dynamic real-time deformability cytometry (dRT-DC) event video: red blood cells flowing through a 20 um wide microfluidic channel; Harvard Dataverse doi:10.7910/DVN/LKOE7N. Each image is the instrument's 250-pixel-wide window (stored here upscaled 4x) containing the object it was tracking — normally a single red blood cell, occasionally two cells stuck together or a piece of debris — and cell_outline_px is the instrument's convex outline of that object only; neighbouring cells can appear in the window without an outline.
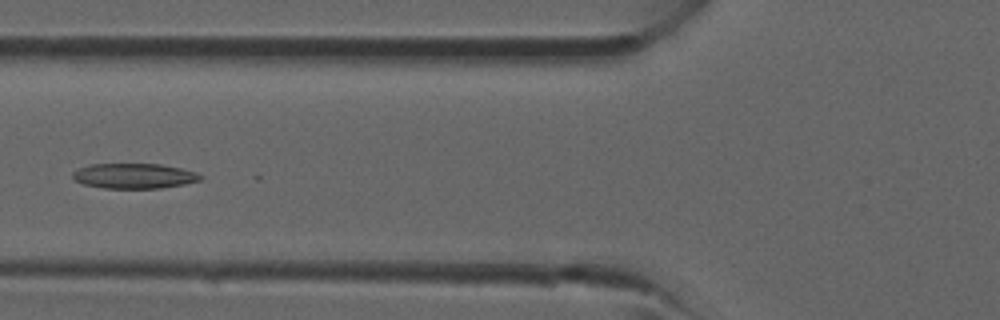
{"species": "common noctule bat (a hibernating species)", "species_latin": "Nyctalus noctula", "temperature_condition": "room temperature", "stored_images_in_passage": 16, "camera_frame_rate_fps": 3000, "um_per_image_px": 0.085, "animal": {"sex": "male", "forearm_length_mm": 52.5}, "frame": {"image": 1, "passage_image": 9, "time_ms": 2.667, "image_size_px": [1000, 320], "cell_outline_px": [[204, 176], [200, 180], [184, 184], [160, 188], [104, 188], [84, 184], [72, 180], [72, 172], [88, 164], [160, 164], [180, 168], [196, 172]], "centroid_in_image_um": [11.38, 14.95], "position_along_channel_um": 114.4, "area_um2": 18.73}}
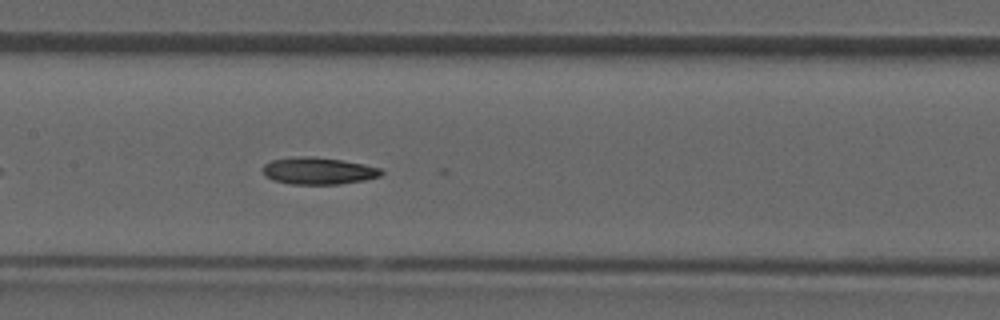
{"frame": {"image": 2, "passage_image": 13, "time_ms": 4.0, "image_size_px": [1000, 320], "cell_outline_px": [[384, 172], [380, 176], [364, 180], [340, 184], [292, 184], [272, 180], [264, 176], [264, 164], [272, 160], [296, 156], [308, 156], [340, 160], [364, 164], [380, 168]], "centroid_in_image_um": [27.05, 14.53], "position_along_channel_um": 180.3, "area_um2": 18.55}}
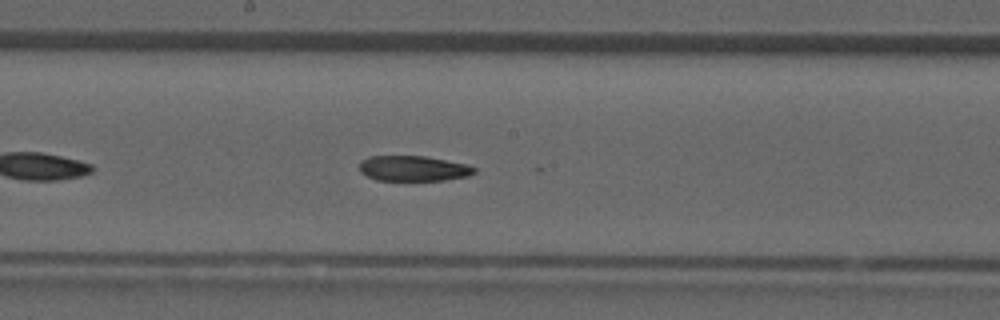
{"frame": {"image": 3, "passage_image": 15, "time_ms": 4.667, "image_size_px": [1000, 320], "cell_outline_px": [[476, 172], [468, 176], [444, 180], [376, 180], [360, 172], [360, 160], [368, 156], [424, 156], [468, 164], [476, 168]], "centroid_in_image_um": [35.13, 14.31], "position_along_channel_um": 213.1, "area_um2": 16.99}}